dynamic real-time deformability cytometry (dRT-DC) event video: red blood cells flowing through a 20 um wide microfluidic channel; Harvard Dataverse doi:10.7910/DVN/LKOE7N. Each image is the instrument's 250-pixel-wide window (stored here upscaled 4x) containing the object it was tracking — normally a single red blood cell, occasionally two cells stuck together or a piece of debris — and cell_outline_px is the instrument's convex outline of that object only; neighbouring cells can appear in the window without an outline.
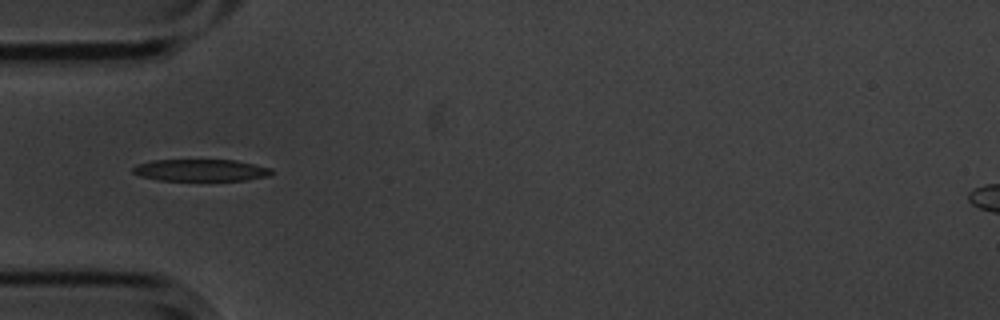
{"species": "common noctule bat (a hibernating species)", "species_latin": "Nyctalus noctula", "temperature_condition": "cold", "stored_images_in_passage": 39, "camera_frame_rate_fps": 3000, "um_per_image_px": 0.085, "animal": {"sex": "male", "body_mass_g": 20.1, "forearm_length_mm": 53.5}, "frame": {"image": 1, "passage_image": 1, "time_ms": 0.0, "image_size_px": [1000, 320], "cell_outline_px": [[272, 172], [268, 176], [244, 180], [160, 180], [140, 176], [132, 172], [132, 168], [136, 164], [152, 160], [236, 160], [272, 168]], "centroid_in_image_um": [17.04, 14.46], "position_along_channel_um": 68.0, "area_um2": 17.63}}
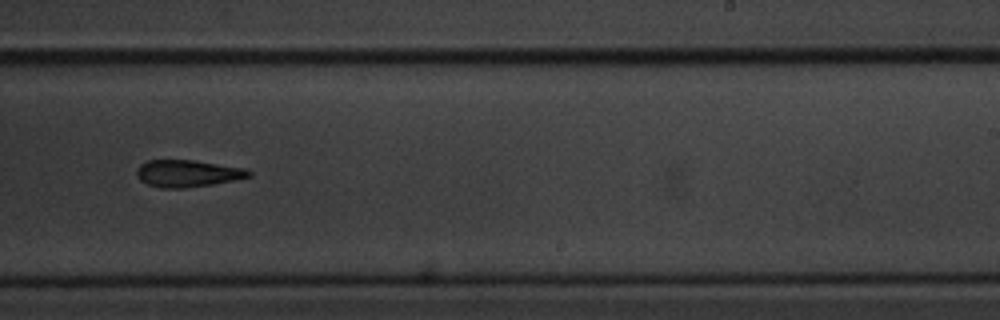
{"frame": {"image": 2, "passage_image": 18, "time_ms": 5.667, "image_size_px": [1000, 320], "cell_outline_px": [[252, 176], [212, 184], [184, 188], [160, 188], [148, 184], [140, 180], [136, 176], [136, 168], [140, 164], [148, 160], [192, 160], [244, 168], [252, 172]], "centroid_in_image_um": [15.9, 14.74], "position_along_channel_um": 273.1, "area_um2": 17.57}}
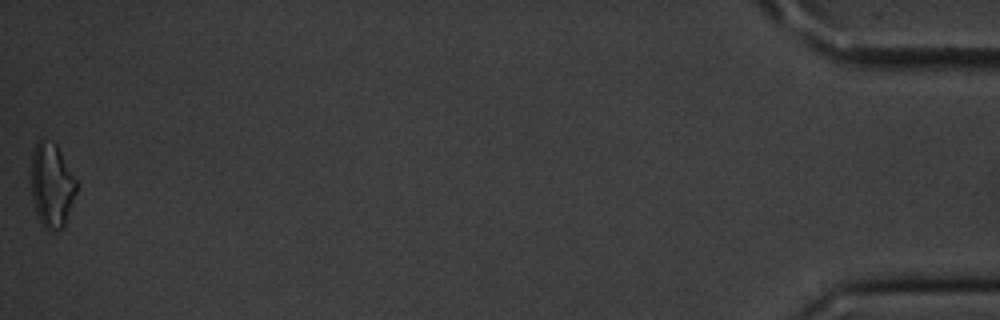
{"frame": {"image": 3, "passage_image": 39, "time_ms": 12.667, "image_size_px": [1000, 320], "cell_outline_px": [[76, 192], [64, 224], [60, 228], [44, 228], [36, 212], [32, 200], [32, 152], [36, 144], [40, 140], [56, 144], [76, 180]], "centroid_in_image_um": [4.39, 15.73], "position_along_channel_um": 430.8, "area_um2": 21.39}, "authors_computed_cell_mechanics": {"area_um2": 18.0914, "velocity_mm_per_s": 3.6098, "shape_relaxation_time_tau1_ms": 2.1542, "shape_relaxation_time_tau2_ms": null, "deformation_change_tau1": 0.1402, "deformation_change_tau2": null}}